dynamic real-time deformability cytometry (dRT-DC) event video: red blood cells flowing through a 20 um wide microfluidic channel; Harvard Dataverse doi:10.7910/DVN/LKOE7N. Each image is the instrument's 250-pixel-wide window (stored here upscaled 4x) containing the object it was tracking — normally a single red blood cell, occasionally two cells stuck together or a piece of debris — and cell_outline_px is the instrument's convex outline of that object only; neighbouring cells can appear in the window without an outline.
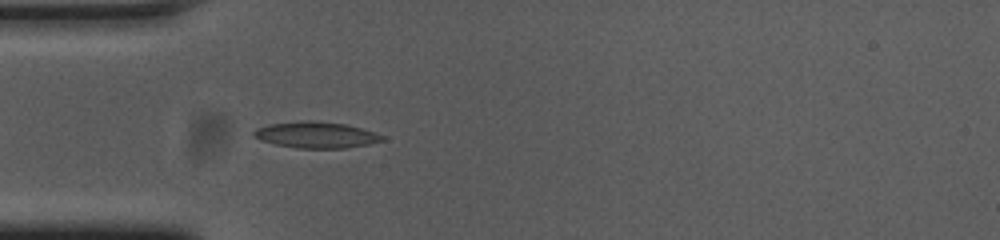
{"species": "common noctule bat (a hibernating species)", "species_latin": "Nyctalus noctula", "temperature_condition": "cold", "stored_images_in_passage": 40, "camera_frame_rate_fps": 3000, "um_per_image_px": 0.085, "animal": {"sex": "female", "body_mass_g": 23.0, "forearm_length_mm": 53.4}, "frame": {"image": 1, "passage_image": 1, "time_ms": 0.0, "image_size_px": [1000, 240], "cell_outline_px": [[384, 140], [368, 144], [344, 148], [300, 148], [276, 144], [260, 140], [252, 136], [252, 132], [256, 128], [268, 124], [304, 120], [312, 120], [344, 124], [360, 128], [384, 136]], "centroid_in_image_um": [26.81, 11.46], "position_along_channel_um": 58.2, "area_um2": 19.48}}
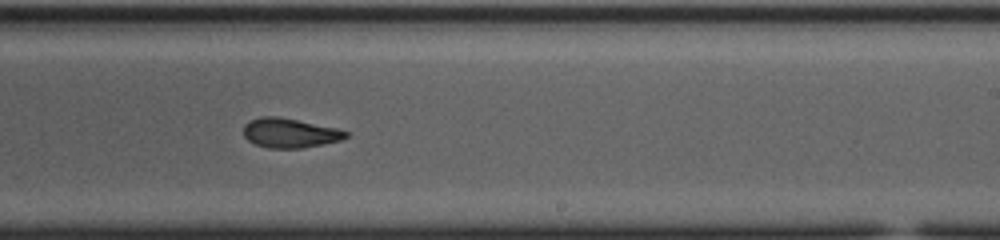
{"frame": {"image": 2, "passage_image": 18, "time_ms": 5.667, "image_size_px": [1000, 240], "cell_outline_px": [[352, 132], [348, 136], [340, 140], [324, 144], [300, 148], [268, 148], [256, 144], [248, 140], [244, 136], [244, 124], [248, 120], [260, 116], [276, 116], [336, 128]], "centroid_in_image_um": [24.63, 11.3], "position_along_channel_um": 264.4, "area_um2": 17.57}}
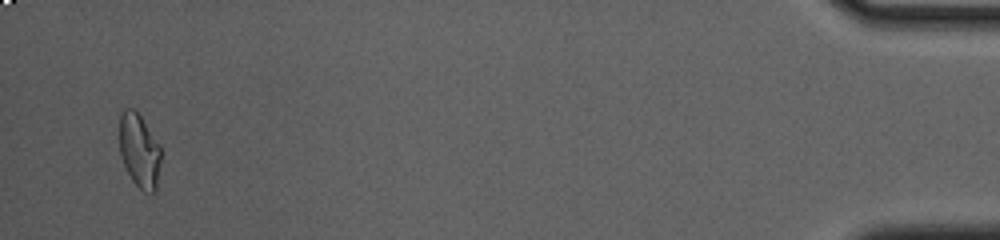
{"frame": {"image": 3, "passage_image": 38, "time_ms": 12.333, "image_size_px": [1000, 240], "cell_outline_px": [[160, 160], [156, 192], [144, 192], [132, 180], [120, 156], [120, 116], [124, 108], [132, 108], [140, 116], [160, 144]], "centroid_in_image_um": [11.85, 12.81], "position_along_channel_um": 423.4, "area_um2": 17.69}, "authors_computed_cell_mechanics": {"area_um2": 18.0336, "velocity_mm_per_s": 3.6898, "shape_relaxation_time_tau1_ms": 7.2038, "shape_relaxation_time_tau2_ms": 3.7416, "deformation_change_tau1": 0.2045, "deformation_change_tau2": 0.1069}}